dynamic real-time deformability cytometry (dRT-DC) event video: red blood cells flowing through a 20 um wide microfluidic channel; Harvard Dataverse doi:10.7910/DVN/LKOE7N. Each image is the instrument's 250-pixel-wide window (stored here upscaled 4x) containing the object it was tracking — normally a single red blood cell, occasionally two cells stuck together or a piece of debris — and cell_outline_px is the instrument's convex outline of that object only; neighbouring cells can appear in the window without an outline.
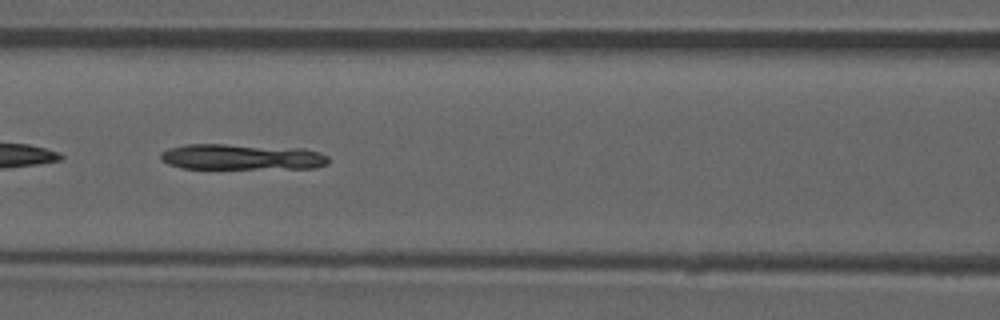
{"species": "common noctule bat (a hibernating species)", "species_latin": "Nyctalus noctula", "temperature_condition": "room temperature", "stored_images_in_passage": 18, "camera_frame_rate_fps": 3000, "um_per_image_px": 0.085, "animal": {"sex": "male", "forearm_length_mm": 52.5}, "frame": {"image": 1, "passage_image": 18, "time_ms": 5.667, "image_size_px": [1000, 320], "cell_outline_px": [[328, 164], [316, 168], [180, 168], [168, 164], [160, 160], [160, 152], [172, 148], [188, 144], [224, 144], [304, 148], [320, 152], [328, 156]], "centroid_in_image_um": [20.57, 13.34], "position_along_channel_um": 146.0, "area_um2": 25.26}}